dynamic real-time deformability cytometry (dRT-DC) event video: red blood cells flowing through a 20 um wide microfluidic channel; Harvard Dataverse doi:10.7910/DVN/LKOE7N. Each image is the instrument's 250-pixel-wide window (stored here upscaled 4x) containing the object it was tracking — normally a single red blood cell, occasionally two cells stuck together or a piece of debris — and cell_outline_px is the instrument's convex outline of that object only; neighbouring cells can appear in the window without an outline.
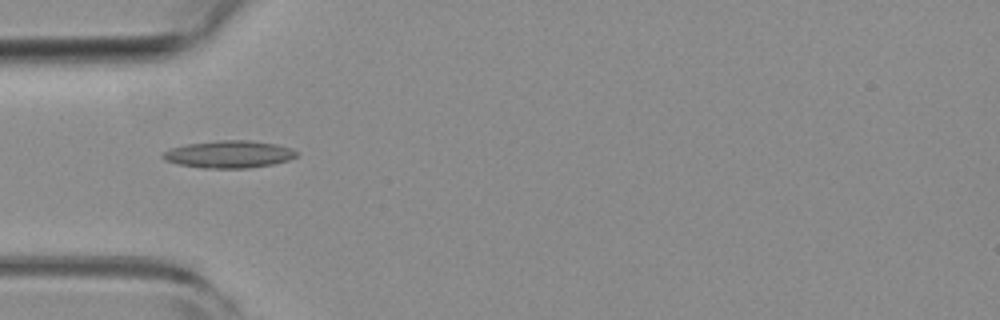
{"species": "common noctule bat (a hibernating species)", "species_latin": "Nyctalus noctula", "temperature_condition": "room temperature", "stored_images_in_passage": 10, "camera_frame_rate_fps": 3000, "um_per_image_px": 0.085, "animal": {"sex": "female", "body_mass_g": 19.3, "forearm_length_mm": 54.1}, "frame": {"image": 1, "passage_image": 1, "time_ms": 0.0, "image_size_px": [1000, 320], "cell_outline_px": [[296, 156], [288, 160], [272, 164], [248, 168], [200, 168], [176, 164], [164, 160], [160, 156], [160, 152], [172, 148], [188, 144], [216, 140], [248, 140], [276, 144], [288, 148], [296, 152]], "centroid_in_image_um": [19.37, 13.12], "position_along_channel_um": 65.6, "area_um2": 21.27}}
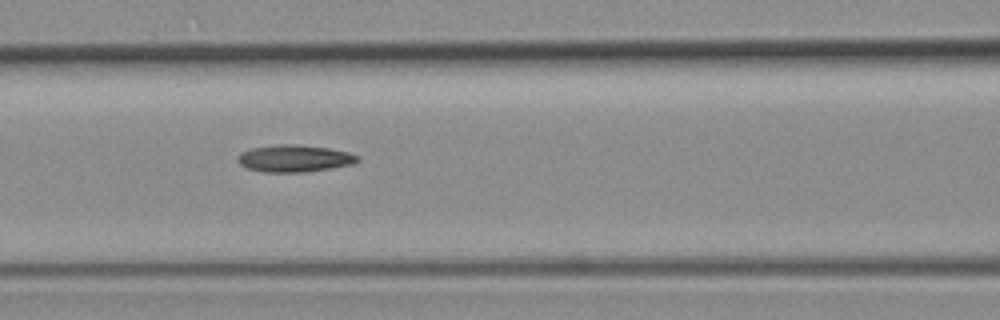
{"frame": {"image": 2, "passage_image": 7, "time_ms": 2.0, "image_size_px": [1000, 320], "cell_outline_px": [[360, 160], [352, 164], [332, 168], [308, 172], [264, 172], [248, 168], [240, 164], [236, 160], [236, 156], [240, 152], [252, 148], [280, 144], [296, 144], [328, 148], [348, 152], [360, 156]], "centroid_in_image_um": [25.02, 13.47], "position_along_channel_um": 141.6, "area_um2": 19.02}}
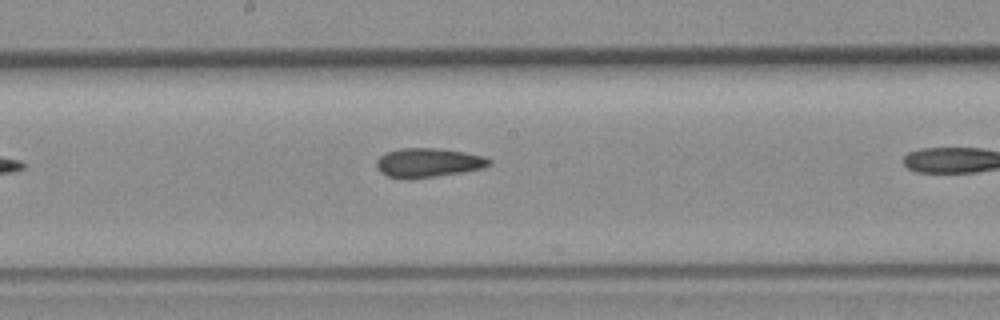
{"frame": {"image": 3, "passage_image": 9, "time_ms": 2.667, "image_size_px": [1000, 320], "cell_outline_px": [[492, 164], [484, 168], [412, 180], [404, 180], [388, 176], [380, 172], [376, 164], [376, 160], [384, 152], [400, 148], [436, 148], [464, 152], [484, 156], [492, 160]], "centroid_in_image_um": [36.37, 13.84], "position_along_channel_um": 211.8, "area_um2": 19.42}}